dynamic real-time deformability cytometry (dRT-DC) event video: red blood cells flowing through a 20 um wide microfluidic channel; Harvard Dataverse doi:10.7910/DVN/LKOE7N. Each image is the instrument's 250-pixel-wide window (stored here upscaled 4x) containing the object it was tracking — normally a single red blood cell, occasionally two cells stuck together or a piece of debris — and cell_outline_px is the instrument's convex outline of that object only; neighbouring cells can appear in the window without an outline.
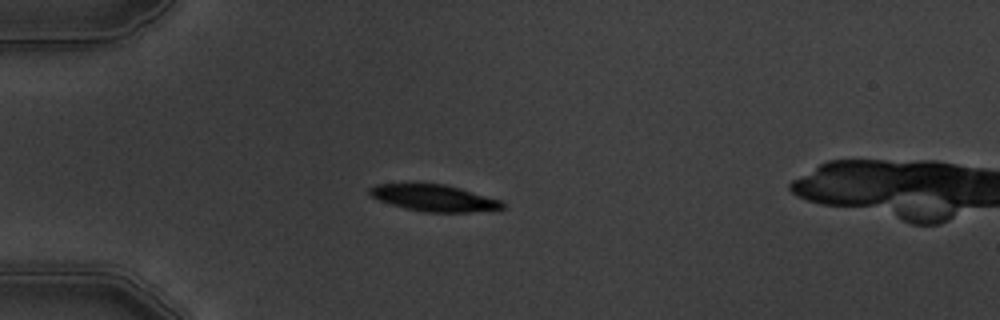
{"species": "common noctule bat (a hibernating species)", "species_latin": "Nyctalus noctula", "temperature_condition": "warm", "stored_images_in_passage": 6, "camera_frame_rate_fps": 3000, "um_per_image_px": 0.085, "animal": {"sex": "male", "body_mass_g": 19.5, "forearm_length_mm": 54.6}, "frame": {"image": 1, "passage_image": 4, "time_ms": 3.333, "image_size_px": [1000, 320], "cell_outline_px": [[504, 208], [500, 212], [424, 212], [404, 208], [380, 200], [372, 196], [368, 192], [368, 188], [376, 184], [444, 184], [460, 188], [500, 200], [504, 204]], "centroid_in_image_um": [36.98, 16.85], "position_along_channel_um": 48.0, "area_um2": 20.69}}